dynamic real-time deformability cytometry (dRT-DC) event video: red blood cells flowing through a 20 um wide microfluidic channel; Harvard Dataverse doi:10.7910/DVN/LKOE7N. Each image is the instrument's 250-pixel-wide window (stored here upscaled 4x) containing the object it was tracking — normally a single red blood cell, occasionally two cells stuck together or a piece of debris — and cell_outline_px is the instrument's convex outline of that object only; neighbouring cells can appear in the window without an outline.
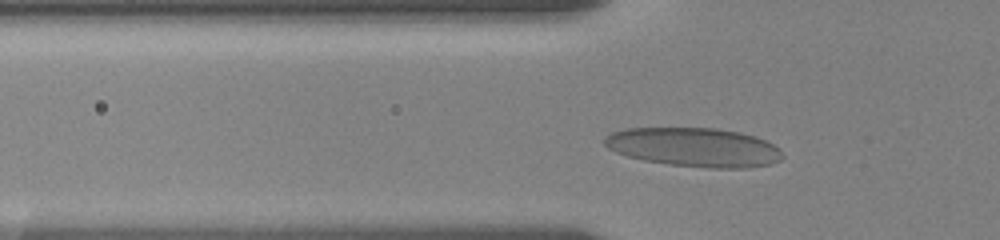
{"species": "human", "species_latin": "Homo sapiens", "temperature_condition": "room temperature", "stored_images_in_passage": 41, "camera_frame_rate_fps": 3000, "um_per_image_px": 0.085, "donor": {"sex": "female"}, "frame": {"image": 1, "passage_image": 11, "time_ms": 3.333, "image_size_px": [1000, 240], "cell_outline_px": [[784, 156], [780, 160], [772, 164], [748, 168], [708, 168], [668, 164], [644, 160], [628, 156], [616, 152], [608, 148], [604, 144], [604, 136], [612, 132], [628, 128], [716, 128], [740, 132], [756, 136], [780, 148]], "centroid_in_image_um": [59.03, 12.52], "position_along_channel_um": 66.8, "area_um2": 40.63}}
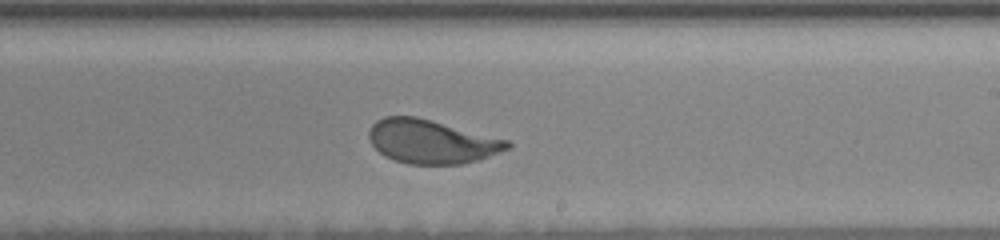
{"frame": {"image": 2, "passage_image": 27, "time_ms": 8.667, "image_size_px": [1000, 240], "cell_outline_px": [[512, 148], [476, 160], [460, 164], [408, 164], [384, 156], [372, 144], [368, 136], [368, 132], [372, 124], [376, 120], [384, 116], [416, 116], [432, 120], [508, 140], [512, 144]], "centroid_in_image_um": [36.66, 12.02], "position_along_channel_um": 252.3, "area_um2": 35.2}}
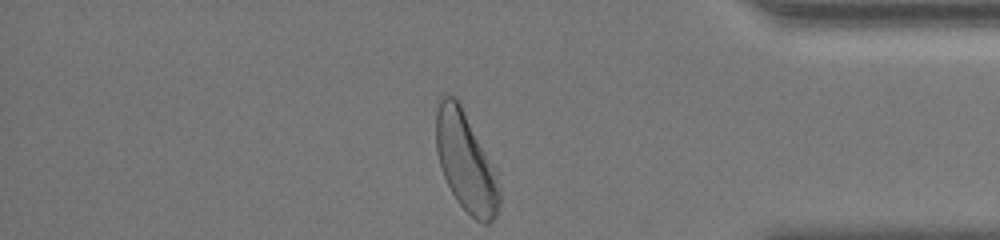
{"frame": {"image": 3, "passage_image": 41, "time_ms": 13.333, "image_size_px": [1000, 240], "cell_outline_px": [[500, 204], [496, 216], [488, 224], [484, 224], [476, 220], [456, 200], [444, 176], [440, 164], [436, 148], [436, 112], [440, 96], [444, 92], [452, 96], [460, 104], [496, 172], [500, 192]], "centroid_in_image_um": [39.58, 13.77], "position_along_channel_um": 395.6, "area_um2": 36.07}, "authors_computed_cell_mechanics": {"area_um2": 36.5296, "velocity_mm_per_s": 3.5056, "shape_relaxation_time_tau1_ms": 3.6925, "shape_relaxation_time_tau2_ms": null, "deformation_change_tau1": 0.1337, "deformation_change_tau2": null}}